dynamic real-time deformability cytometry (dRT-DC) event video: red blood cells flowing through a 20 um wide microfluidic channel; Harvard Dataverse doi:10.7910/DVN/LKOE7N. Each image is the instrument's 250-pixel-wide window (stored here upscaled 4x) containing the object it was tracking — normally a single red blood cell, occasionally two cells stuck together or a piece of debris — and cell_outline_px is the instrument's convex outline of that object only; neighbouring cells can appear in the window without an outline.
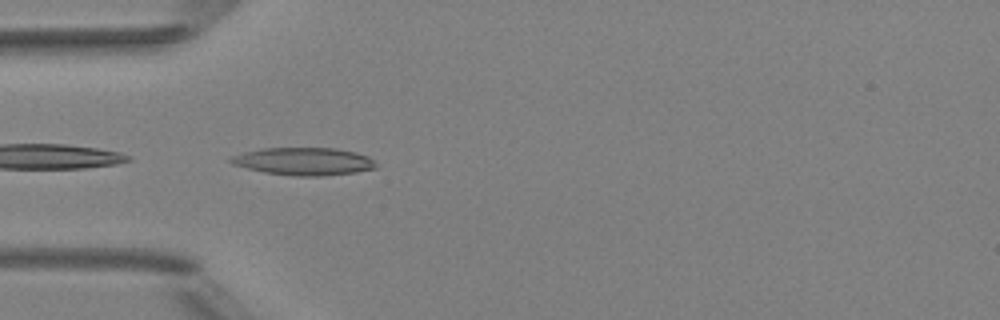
{"species": "Egyptian fruit bat (a non-hibernating species)", "species_latin": "Rousettus aegyptiacus", "temperature_condition": "room temperature", "stored_images_in_passage": 4, "camera_frame_rate_fps": 3000, "um_per_image_px": 0.085, "animal": {"sex": "female"}, "frame": {"image": 1, "passage_image": 4, "time_ms": 3.333, "image_size_px": [1000, 320], "cell_outline_px": [[376, 168], [356, 172], [320, 176], [296, 176], [264, 172], [232, 164], [228, 160], [232, 156], [244, 152], [264, 148], [336, 148], [356, 152], [368, 156], [376, 164]], "centroid_in_image_um": [25.83, 13.71], "position_along_channel_um": 59.2, "area_um2": 23.24}}